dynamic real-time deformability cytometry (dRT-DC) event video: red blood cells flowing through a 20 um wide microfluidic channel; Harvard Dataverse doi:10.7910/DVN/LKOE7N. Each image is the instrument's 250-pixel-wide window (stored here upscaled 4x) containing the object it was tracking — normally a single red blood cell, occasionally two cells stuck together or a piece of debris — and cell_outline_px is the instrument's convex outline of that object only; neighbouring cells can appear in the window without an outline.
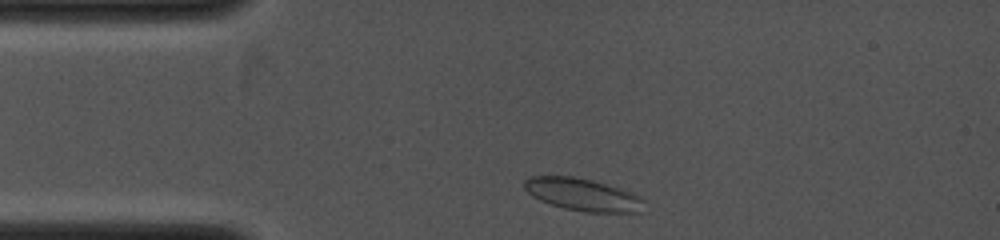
{"species": "common noctule bat (a hibernating species)", "species_latin": "Nyctalus noctula", "temperature_condition": "cold", "stored_images_in_passage": 5, "camera_frame_rate_fps": 4000, "um_per_image_px": 0.085, "animal": {"sex": "female", "body_mass_g": 19.0, "forearm_length_mm": 53.3}, "frame": {"image": 1, "passage_image": 2, "time_ms": 0.25, "image_size_px": [1000, 240], "cell_outline_px": [[648, 200], [640, 212], [584, 212], [564, 208], [540, 200], [532, 196], [524, 188], [524, 180], [528, 176], [572, 176], [592, 180], [620, 188], [632, 192]], "centroid_in_image_um": [49.56, 16.54], "position_along_channel_um": 35.4, "area_um2": 22.77}}
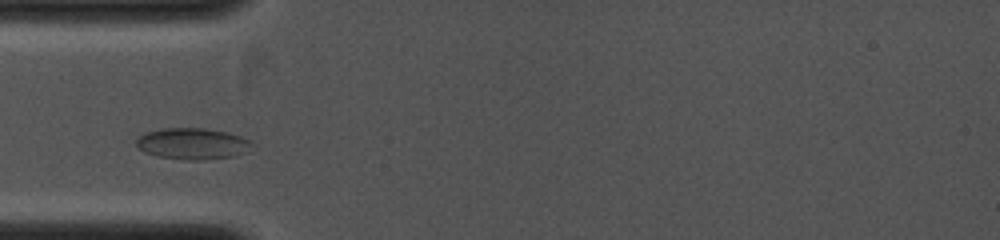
{"frame": {"image": 2, "passage_image": 5, "time_ms": 1.5, "image_size_px": [1000, 240], "cell_outline_px": [[256, 144], [248, 152], [232, 156], [204, 160], [188, 160], [160, 156], [144, 152], [136, 148], [136, 140], [144, 132], [160, 128], [204, 128], [228, 132], [252, 140]], "centroid_in_image_um": [16.4, 12.2], "position_along_channel_um": 68.6, "area_um2": 21.44}}